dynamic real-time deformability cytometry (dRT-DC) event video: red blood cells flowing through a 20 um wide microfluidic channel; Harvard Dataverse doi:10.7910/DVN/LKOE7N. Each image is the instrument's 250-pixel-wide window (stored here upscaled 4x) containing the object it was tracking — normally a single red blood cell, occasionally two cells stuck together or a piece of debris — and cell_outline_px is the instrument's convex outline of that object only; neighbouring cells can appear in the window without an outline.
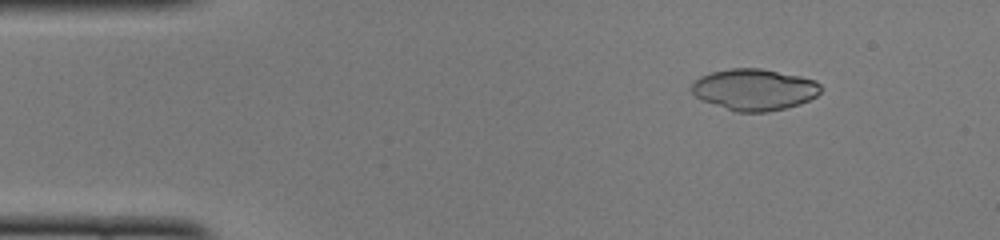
{"species": "common noctule bat (a hibernating species)", "species_latin": "Nyctalus noctula", "temperature_condition": "cold", "stored_images_in_passage": 44, "camera_frame_rate_fps": 3000, "um_per_image_px": 0.085, "animal": {"sex": "female", "body_mass_g": 22.0, "forearm_length_mm": 56.7}, "frame": {"image": 1, "passage_image": 1, "time_ms": 0.0, "image_size_px": [1000, 240], "cell_outline_px": [[820, 92], [816, 96], [800, 104], [768, 112], [736, 112], [700, 100], [692, 92], [692, 84], [700, 76], [712, 72], [732, 68], [760, 68], [800, 76], [816, 80], [820, 84]], "centroid_in_image_um": [64.11, 7.62], "position_along_channel_um": 20.9, "area_um2": 31.15}}